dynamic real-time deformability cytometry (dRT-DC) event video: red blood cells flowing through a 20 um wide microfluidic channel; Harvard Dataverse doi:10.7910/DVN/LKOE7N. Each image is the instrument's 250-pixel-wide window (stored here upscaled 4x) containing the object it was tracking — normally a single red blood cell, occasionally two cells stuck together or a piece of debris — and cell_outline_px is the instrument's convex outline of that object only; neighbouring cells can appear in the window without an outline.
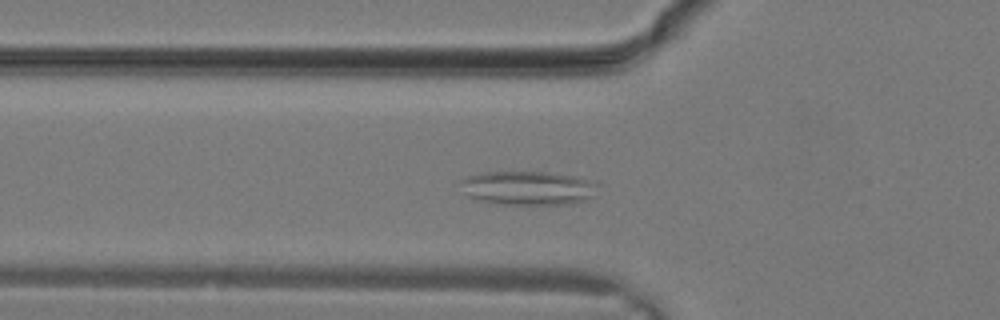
{"species": "common noctule bat (a hibernating species)", "species_latin": "Nyctalus noctula", "temperature_condition": "warm", "stored_images_in_passage": 15, "camera_frame_rate_fps": 3000, "um_per_image_px": 0.085, "animal": {"sex": "male", "body_mass_g": 19.2, "forearm_length_mm": 51.8}, "frame": {"image": 1, "passage_image": 7, "time_ms": 2.0, "image_size_px": [1000, 320], "cell_outline_px": [[600, 184], [592, 196], [588, 200], [572, 204], [496, 204], [480, 200], [468, 196], [460, 180], [468, 176], [484, 172], [548, 172], [596, 180]], "centroid_in_image_um": [44.96, 15.98], "position_along_channel_um": 80.8, "area_um2": 27.22}}
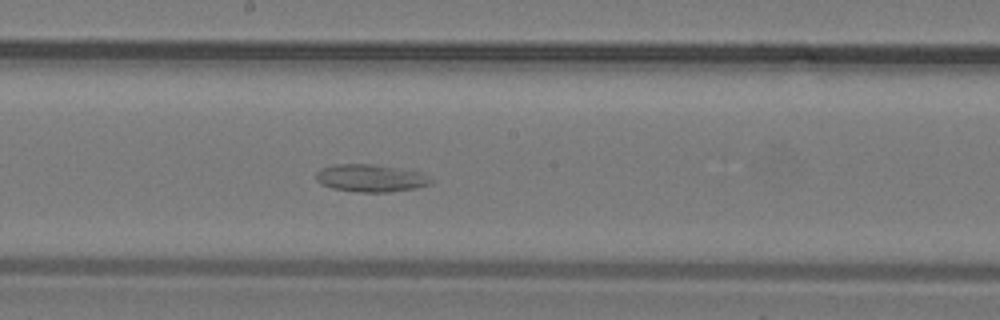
{"frame": {"image": 2, "passage_image": 13, "time_ms": 4.0, "image_size_px": [1000, 320], "cell_outline_px": [[432, 184], [412, 188], [388, 192], [360, 192], [332, 188], [320, 184], [316, 180], [316, 172], [320, 168], [332, 164], [372, 164], [416, 168], [432, 180]], "centroid_in_image_um": [31.53, 15.11], "position_along_channel_um": 216.7, "area_um2": 18.9}}
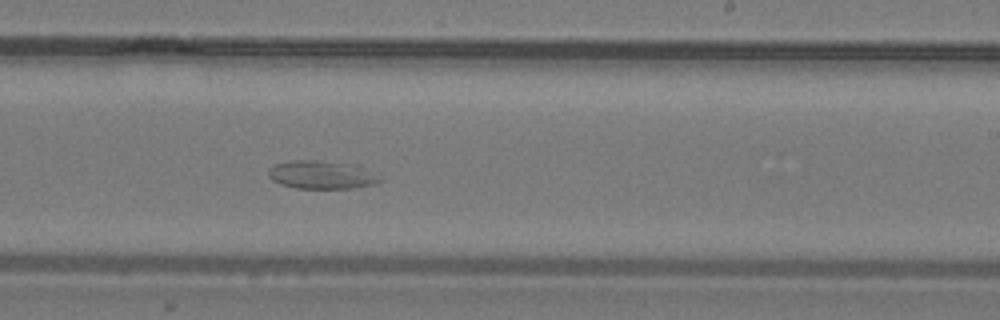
{"frame": {"image": 3, "passage_image": 15, "time_ms": 4.667, "image_size_px": [1000, 320], "cell_outline_px": [[384, 180], [372, 184], [352, 188], [296, 188], [280, 184], [272, 180], [268, 176], [268, 168], [272, 164], [288, 160], [316, 160], [360, 164]], "centroid_in_image_um": [27.31, 14.83], "position_along_channel_um": 261.7, "area_um2": 18.67}}